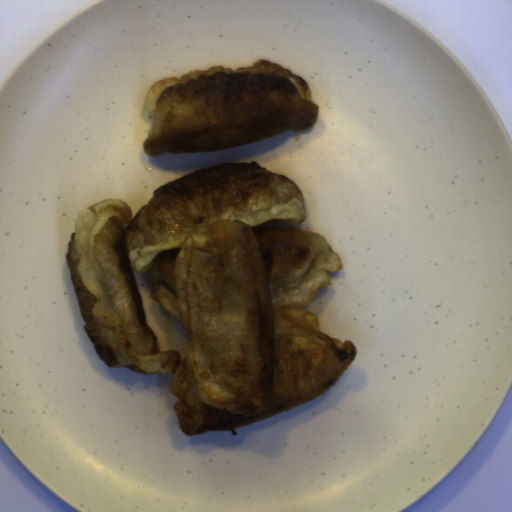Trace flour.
<instances>
[{
  "instance_id": "c2a2500e",
  "label": "flour",
  "mask_w": 512,
  "mask_h": 512,
  "mask_svg": "<svg viewBox=\"0 0 512 512\" xmlns=\"http://www.w3.org/2000/svg\"><path fill=\"white\" fill-rule=\"evenodd\" d=\"M296 184L257 162H224L154 192L132 217L120 199L78 215L66 256L85 330L110 368L173 374L179 426L229 431L300 406L347 370L357 350L301 309L342 269L302 224ZM134 273L190 333L186 355L160 351Z\"/></svg>"
},
{
  "instance_id": "a7fe0414",
  "label": "flour",
  "mask_w": 512,
  "mask_h": 512,
  "mask_svg": "<svg viewBox=\"0 0 512 512\" xmlns=\"http://www.w3.org/2000/svg\"><path fill=\"white\" fill-rule=\"evenodd\" d=\"M144 107L153 126L145 154H198L313 129L320 113L309 82L281 64L259 59L157 80Z\"/></svg>"
}]
</instances>
